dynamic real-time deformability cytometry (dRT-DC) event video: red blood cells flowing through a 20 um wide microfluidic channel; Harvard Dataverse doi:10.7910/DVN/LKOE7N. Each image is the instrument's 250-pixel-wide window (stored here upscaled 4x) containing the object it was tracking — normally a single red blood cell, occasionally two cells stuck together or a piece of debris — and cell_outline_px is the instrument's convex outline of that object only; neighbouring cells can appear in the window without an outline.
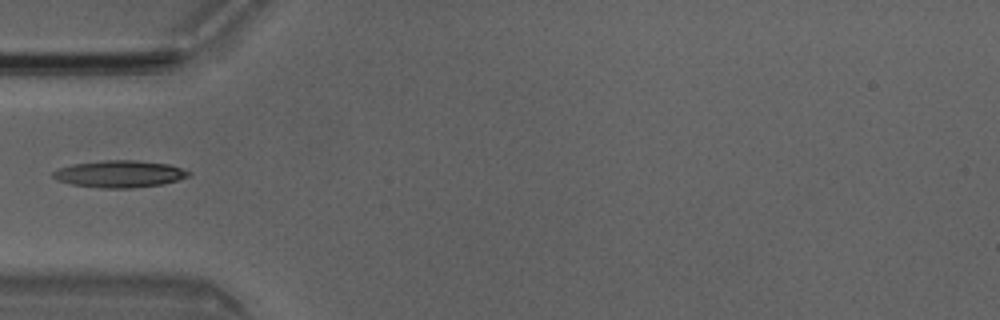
{"species": "Egyptian fruit bat (a non-hibernating species)", "species_latin": "Rousettus aegyptiacus", "temperature_condition": "room temperature", "stored_images_in_passage": 4, "camera_frame_rate_fps": 3000, "um_per_image_px": 0.085, "animal": {"sex": "male"}, "frame": {"image": 1, "passage_image": 3, "time_ms": 0.667, "image_size_px": [1000, 320], "cell_outline_px": [[192, 172], [188, 176], [164, 184], [132, 188], [100, 188], [72, 184], [56, 180], [52, 176], [52, 172], [60, 168], [72, 164], [104, 160], [136, 160], [168, 164]], "centroid_in_image_um": [10.14, 14.78], "position_along_channel_um": 74.9, "area_um2": 21.27}}